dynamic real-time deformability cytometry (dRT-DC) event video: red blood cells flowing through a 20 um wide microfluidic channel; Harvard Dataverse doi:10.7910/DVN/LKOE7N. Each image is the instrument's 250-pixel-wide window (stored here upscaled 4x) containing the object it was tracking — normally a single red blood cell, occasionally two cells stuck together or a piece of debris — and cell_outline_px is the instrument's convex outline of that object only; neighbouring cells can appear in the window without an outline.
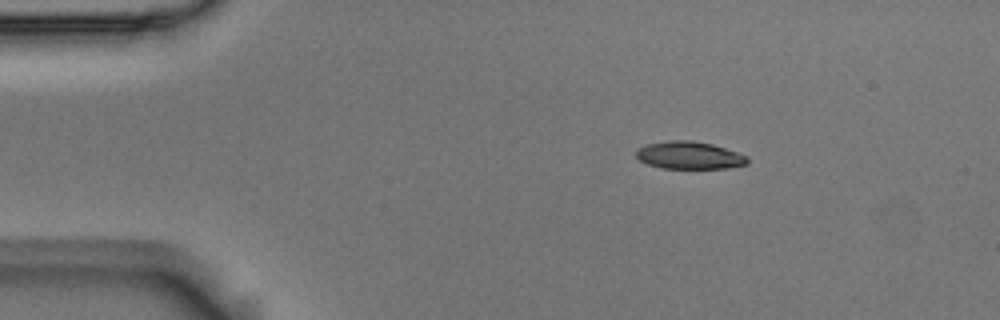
{"species": "Egyptian fruit bat (a non-hibernating species)", "species_latin": "Rousettus aegyptiacus", "temperature_condition": "room temperature", "stored_images_in_passage": 46, "camera_frame_rate_fps": 3000, "um_per_image_px": 0.085, "animal": {"sex": "male"}, "frame": {"image": 1, "passage_image": 1, "time_ms": 0.0, "image_size_px": [1000, 320], "cell_outline_px": [[748, 164], [724, 168], [660, 168], [648, 164], [640, 160], [636, 156], [636, 148], [648, 144], [672, 140], [692, 140], [712, 144], [748, 156]], "centroid_in_image_um": [58.58, 13.2], "position_along_channel_um": 26.4, "area_um2": 17.74}}
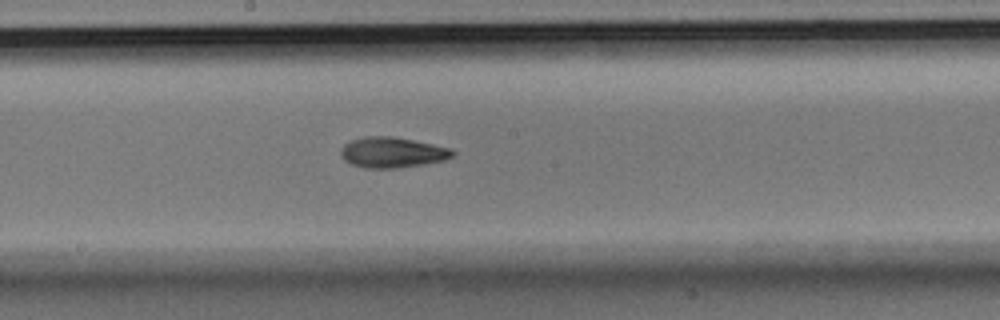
{"frame": {"image": 2, "passage_image": 21, "time_ms": 6.667, "image_size_px": [1000, 320], "cell_outline_px": [[456, 152], [452, 156], [444, 160], [424, 164], [396, 168], [364, 168], [352, 164], [344, 160], [340, 156], [340, 148], [344, 144], [352, 140], [368, 136], [392, 136], [452, 148]], "centroid_in_image_um": [33.33, 12.96], "position_along_channel_um": 214.9, "area_um2": 19.88}}
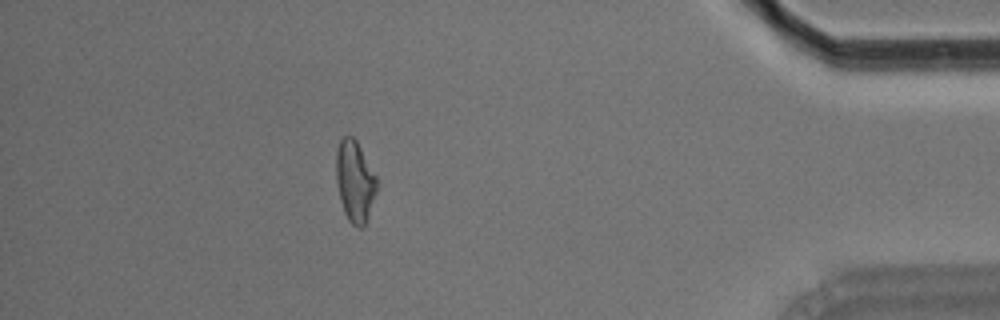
{"frame": {"image": 3, "passage_image": 40, "time_ms": 13.0, "image_size_px": [1000, 320], "cell_outline_px": [[376, 192], [364, 228], [356, 228], [348, 220], [344, 212], [340, 200], [336, 180], [336, 152], [340, 140], [344, 136], [352, 136], [356, 140], [376, 176]], "centroid_in_image_um": [30.15, 15.44], "position_along_channel_um": 405.1, "area_um2": 19.13}, "authors_computed_cell_mechanics": {"area_um2": 19.1318, "velocity_mm_per_s": 3.7413, "shape_relaxation_time_tau1_ms": 4.1198, "shape_relaxation_time_tau2_ms": 3.6501, "deformation_change_tau1": 0.1621, "deformation_change_tau2": 0.1168}}